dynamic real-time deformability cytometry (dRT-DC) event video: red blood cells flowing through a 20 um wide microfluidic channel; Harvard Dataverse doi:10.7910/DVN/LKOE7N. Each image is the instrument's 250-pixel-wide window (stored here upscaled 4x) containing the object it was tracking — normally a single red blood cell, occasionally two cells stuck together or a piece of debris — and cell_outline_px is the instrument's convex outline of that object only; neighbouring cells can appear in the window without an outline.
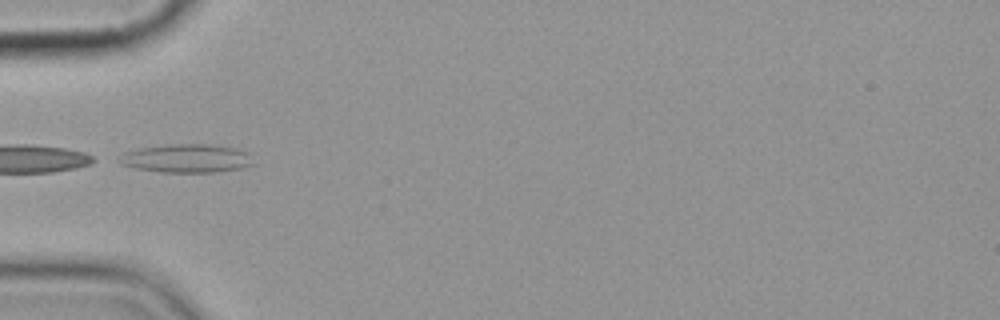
{"species": "common noctule bat (a hibernating species)", "species_latin": "Nyctalus noctula", "temperature_condition": "cold", "stored_images_in_passage": 6, "camera_frame_rate_fps": 3000, "um_per_image_px": 0.085, "animal": {"sex": "female", "body_mass_g": 19.9}, "frame": {"image": 1, "passage_image": 5, "time_ms": 4.667, "image_size_px": [1000, 320], "cell_outline_px": [[256, 164], [244, 168], [212, 172], [160, 172], [136, 168], [120, 164], [112, 160], [116, 156], [124, 152], [140, 148], [168, 144], [216, 144], [236, 148], [248, 152]], "centroid_in_image_um": [15.84, 13.45], "position_along_channel_um": 69.2, "area_um2": 22.83}}